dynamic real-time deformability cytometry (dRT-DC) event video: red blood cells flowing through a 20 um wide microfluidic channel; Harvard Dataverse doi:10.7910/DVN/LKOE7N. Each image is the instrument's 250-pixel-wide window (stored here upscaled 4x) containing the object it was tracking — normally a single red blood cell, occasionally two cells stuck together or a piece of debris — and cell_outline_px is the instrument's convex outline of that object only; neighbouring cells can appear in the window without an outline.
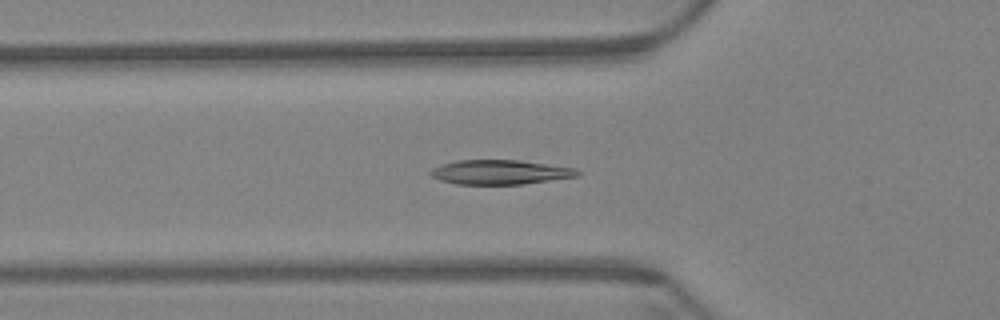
{"species": "Egyptian fruit bat (a non-hibernating species)", "species_latin": "Rousettus aegyptiacus", "temperature_condition": "warm", "stored_images_in_passage": 42, "camera_frame_rate_fps": 3000, "um_per_image_px": 0.085, "animal": {"sex": "female"}, "frame": {"image": 1, "passage_image": 3, "time_ms": 0.667, "image_size_px": [1000, 320], "cell_outline_px": [[580, 176], [524, 184], [456, 184], [440, 180], [432, 176], [428, 172], [432, 168], [456, 160], [520, 160], [576, 168], [580, 172]], "centroid_in_image_um": [42.53, 14.63], "position_along_channel_um": 83.3, "area_um2": 20.98}}
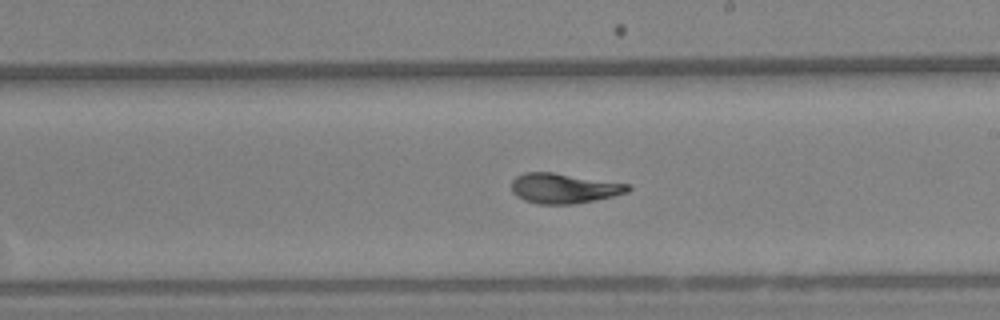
{"frame": {"image": 2, "passage_image": 17, "time_ms": 5.333, "image_size_px": [1000, 320], "cell_outline_px": [[632, 188], [628, 192], [596, 200], [572, 204], [540, 204], [524, 200], [516, 196], [512, 192], [512, 180], [516, 176], [524, 172], [552, 172], [632, 184]], "centroid_in_image_um": [47.95, 16.0], "position_along_channel_um": 241.1, "area_um2": 20.52}}
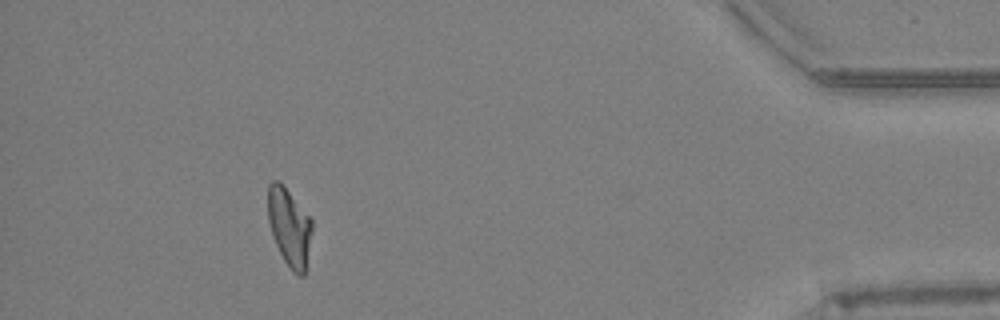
{"frame": {"image": 3, "passage_image": 37, "time_ms": 12.0, "image_size_px": [1000, 320], "cell_outline_px": [[312, 232], [304, 276], [300, 276], [292, 272], [284, 260], [272, 236], [268, 220], [268, 184], [272, 180], [280, 180], [312, 220]], "centroid_in_image_um": [24.58, 19.28], "position_along_channel_um": 410.6, "area_um2": 20.06}, "authors_computed_cell_mechanics": {"area_um2": 20.519, "velocity_mm_per_s": 3.3838, "shape_relaxation_time_tau1_ms": 5.8068, "shape_relaxation_time_tau2_ms": 1.3598, "deformation_change_tau1": 0.2105, "deformation_change_tau2": 0.0742}}